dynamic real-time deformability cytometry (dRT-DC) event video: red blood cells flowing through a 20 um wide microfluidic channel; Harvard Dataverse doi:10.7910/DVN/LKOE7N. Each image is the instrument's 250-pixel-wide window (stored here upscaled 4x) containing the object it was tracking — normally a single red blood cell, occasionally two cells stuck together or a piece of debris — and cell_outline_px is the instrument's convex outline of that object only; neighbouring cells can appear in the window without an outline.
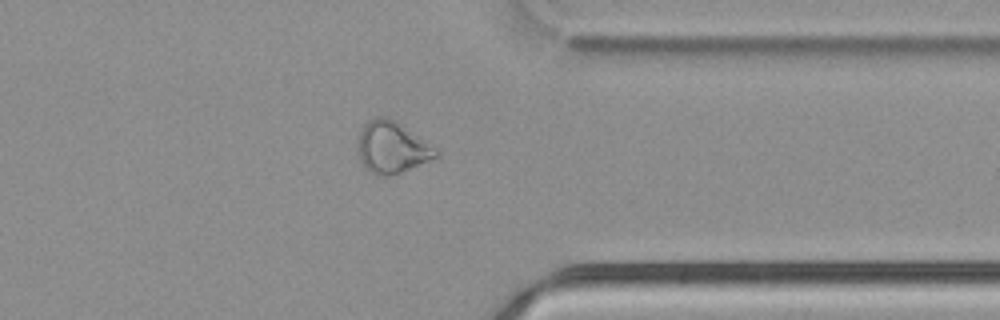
{"species": "common noctule bat (a hibernating species)", "species_latin": "Nyctalus noctula", "temperature_condition": "cold", "stored_images_in_passage": 51, "camera_frame_rate_fps": 3000, "um_per_image_px": 0.085, "animal": {"sex": "male", "body_mass_g": 21.5, "forearm_length_mm": 52.0}, "frame": {"image": 1, "passage_image": 40, "time_ms": 13.0, "image_size_px": [1000, 320], "cell_outline_px": [[440, 152], [436, 156], [428, 160], [400, 172], [388, 176], [376, 176], [368, 172], [360, 164], [356, 148], [356, 140], [364, 124], [368, 120], [376, 116], [388, 116], [396, 120], [436, 148]], "centroid_in_image_um": [33.22, 12.51], "position_along_channel_um": 378.2, "area_um2": 23.87}}
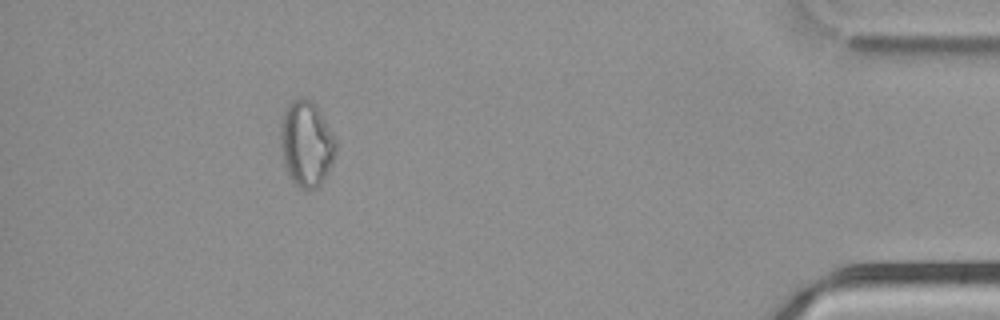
{"frame": {"image": 2, "passage_image": 46, "time_ms": 15.0, "image_size_px": [1000, 320], "cell_outline_px": [[336, 148], [332, 164], [328, 172], [320, 184], [316, 188], [300, 188], [288, 176], [284, 164], [280, 148], [280, 124], [284, 112], [288, 104], [292, 100], [300, 96], [304, 96], [312, 100], [316, 104], [336, 140]], "centroid_in_image_um": [26.02, 12.18], "position_along_channel_um": 409.2, "area_um2": 27.8}}